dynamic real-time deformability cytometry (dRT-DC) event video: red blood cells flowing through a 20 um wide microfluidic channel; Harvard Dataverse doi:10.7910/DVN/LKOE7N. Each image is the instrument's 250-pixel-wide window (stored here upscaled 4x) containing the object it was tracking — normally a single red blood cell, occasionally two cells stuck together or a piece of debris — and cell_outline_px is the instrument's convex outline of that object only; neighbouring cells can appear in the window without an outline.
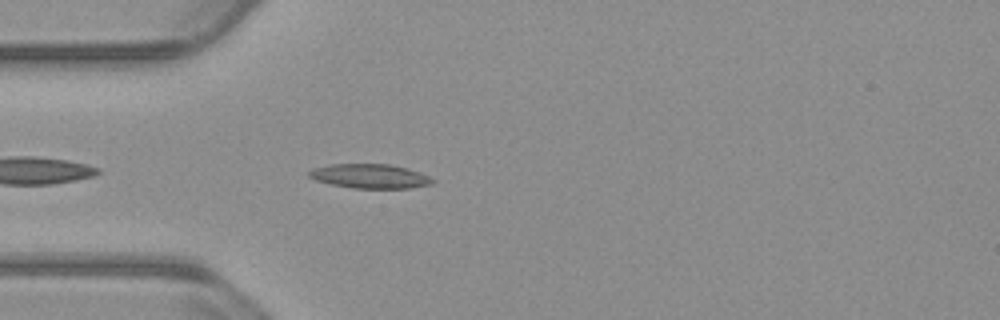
{"species": "common noctule bat (a hibernating species)", "species_latin": "Nyctalus noctula", "temperature_condition": "warm", "stored_images_in_passage": 35, "camera_frame_rate_fps": 3000, "um_per_image_px": 0.085, "animal": {"sex": "male", "body_mass_g": 23.1, "forearm_length_mm": 52.7}, "frame": {"image": 1, "passage_image": 2, "time_ms": 0.333, "image_size_px": [1000, 320], "cell_outline_px": [[436, 180], [432, 184], [408, 188], [352, 188], [332, 184], [316, 180], [308, 176], [308, 172], [312, 168], [328, 164], [388, 164], [408, 168], [420, 172]], "centroid_in_image_um": [31.44, 14.97], "position_along_channel_um": 53.6, "area_um2": 17.51}}
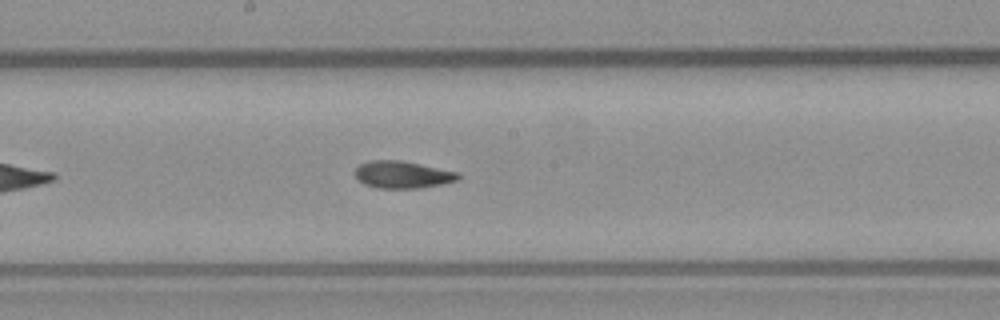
{"frame": {"image": 2, "passage_image": 15, "time_ms": 4.667, "image_size_px": [1000, 320], "cell_outline_px": [[460, 180], [420, 188], [376, 188], [364, 184], [356, 176], [356, 168], [360, 164], [368, 160], [400, 160], [460, 172]], "centroid_in_image_um": [34.24, 14.84], "position_along_channel_um": 214.0, "area_um2": 16.36}}
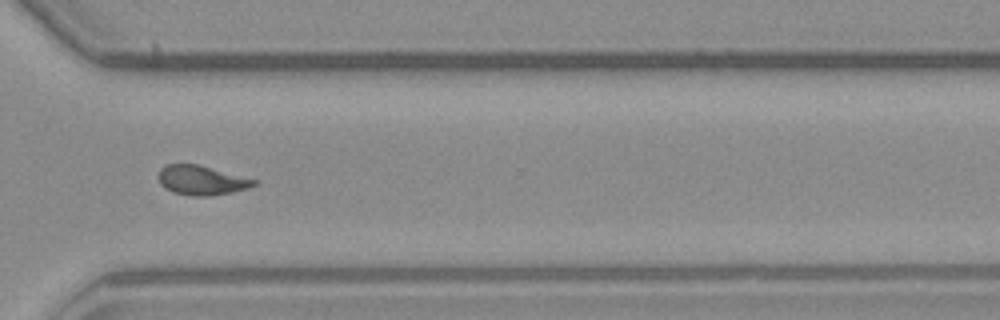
{"frame": {"image": 3, "passage_image": 26, "time_ms": 8.333, "image_size_px": [1000, 320], "cell_outline_px": [[256, 184], [248, 188], [232, 192], [208, 196], [192, 196], [172, 192], [164, 188], [160, 184], [156, 176], [160, 168], [168, 164], [200, 164], [256, 180]], "centroid_in_image_um": [17.07, 15.32], "position_along_channel_um": 353.5, "area_um2": 16.53}, "authors_computed_cell_mechanics": {"area_um2": 16.3574, "velocity_mm_per_s": 3.8088, "shape_relaxation_time_tau1_ms": 5.5194, "shape_relaxation_time_tau2_ms": 1.6788, "deformation_change_tau1": 0.1794, "deformation_change_tau2": 0.0836}}